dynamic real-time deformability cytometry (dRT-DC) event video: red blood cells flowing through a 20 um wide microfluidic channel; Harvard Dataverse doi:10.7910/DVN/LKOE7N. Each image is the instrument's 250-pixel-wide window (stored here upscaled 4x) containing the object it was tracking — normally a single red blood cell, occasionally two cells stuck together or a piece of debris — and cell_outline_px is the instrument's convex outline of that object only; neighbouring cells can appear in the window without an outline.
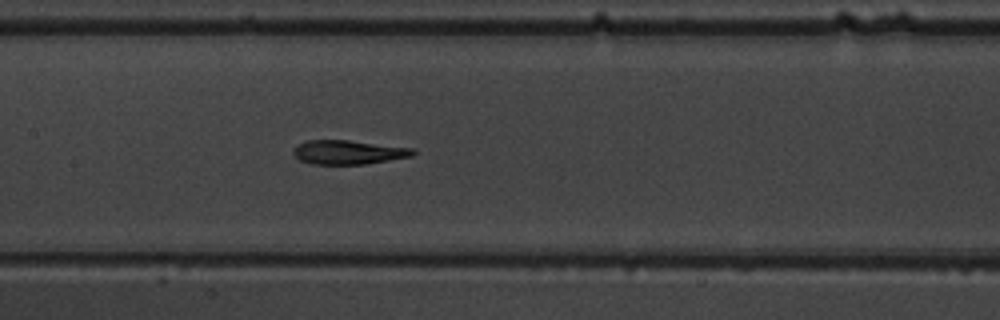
{"species": "common noctule bat (a hibernating species)", "species_latin": "Nyctalus noctula", "temperature_condition": "warm", "stored_images_in_passage": 7, "camera_frame_rate_fps": 3000, "um_per_image_px": 0.085, "animal": {"sex": "male", "body_mass_g": 19.5, "forearm_length_mm": 54.6}, "frame": {"image": 1, "passage_image": 7, "time_ms": 8.0, "image_size_px": [1000, 320], "cell_outline_px": [[416, 152], [412, 156], [364, 164], [312, 164], [300, 160], [292, 152], [292, 148], [308, 140], [348, 140], [412, 148]], "centroid_in_image_um": [29.58, 12.94], "position_along_channel_um": 177.8, "area_um2": 16.59}}